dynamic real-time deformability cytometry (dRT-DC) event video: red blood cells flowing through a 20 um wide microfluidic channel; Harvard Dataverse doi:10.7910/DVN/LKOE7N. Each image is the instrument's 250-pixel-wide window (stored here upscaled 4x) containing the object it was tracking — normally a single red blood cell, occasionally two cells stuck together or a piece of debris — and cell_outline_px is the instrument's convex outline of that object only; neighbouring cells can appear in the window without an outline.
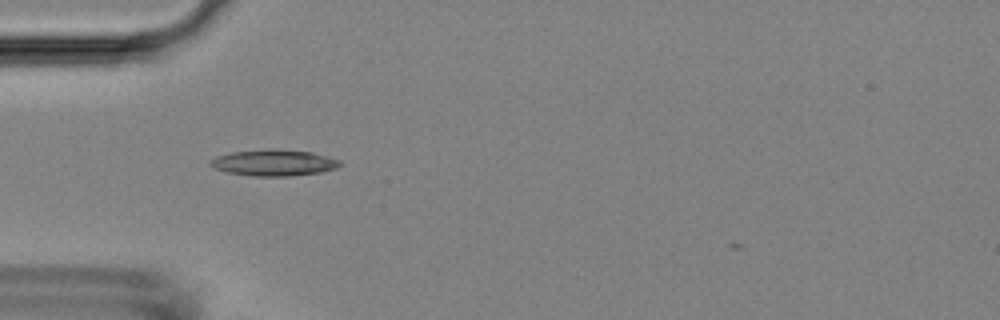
{"species": "Egyptian fruit bat (a non-hibernating species)", "species_latin": "Rousettus aegyptiacus", "temperature_condition": "room temperature", "stored_images_in_passage": 34, "camera_frame_rate_fps": 3000, "um_per_image_px": 0.085, "animal": {"sex": "female"}, "frame": {"image": 1, "passage_image": 1, "time_ms": 0.0, "image_size_px": [1000, 320], "cell_outline_px": [[340, 164], [336, 168], [320, 172], [288, 176], [252, 176], [228, 172], [212, 168], [208, 164], [208, 160], [216, 156], [232, 152], [268, 148], [272, 148], [312, 152], [340, 160]], "centroid_in_image_um": [23.21, 13.82], "position_along_channel_um": 61.8, "area_um2": 19.94}}
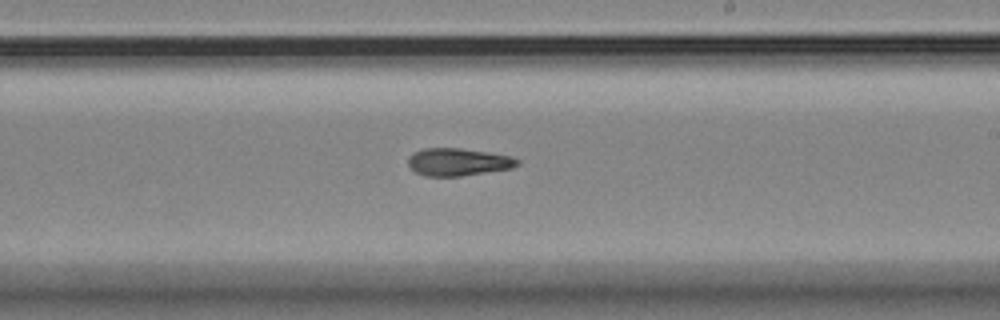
{"frame": {"image": 2, "passage_image": 16, "time_ms": 5.0, "image_size_px": [1000, 320], "cell_outline_px": [[520, 164], [512, 168], [460, 176], [424, 176], [416, 172], [408, 164], [408, 156], [412, 152], [424, 148], [460, 148], [492, 152], [512, 156], [520, 160]], "centroid_in_image_um": [38.96, 13.75], "position_along_channel_um": 250.0, "area_um2": 17.74}}
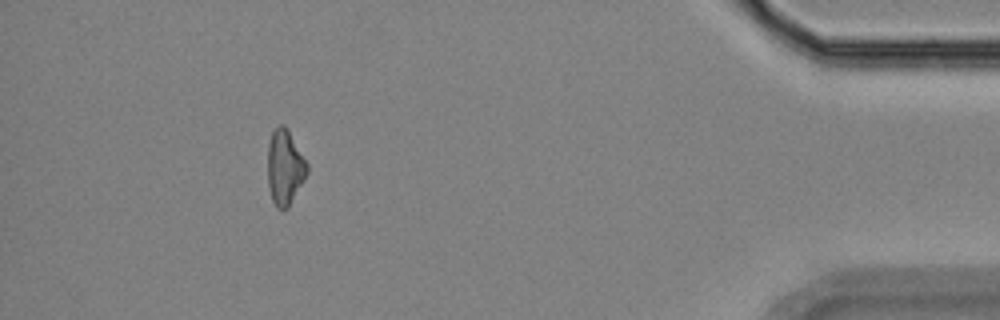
{"frame": {"image": 3, "passage_image": 33, "time_ms": 10.667, "image_size_px": [1000, 320], "cell_outline_px": [[308, 172], [288, 208], [276, 208], [272, 200], [268, 188], [268, 144], [272, 132], [280, 124], [284, 124], [308, 164]], "centroid_in_image_um": [24.2, 14.24], "position_along_channel_um": 411.0, "area_um2": 17.05}}